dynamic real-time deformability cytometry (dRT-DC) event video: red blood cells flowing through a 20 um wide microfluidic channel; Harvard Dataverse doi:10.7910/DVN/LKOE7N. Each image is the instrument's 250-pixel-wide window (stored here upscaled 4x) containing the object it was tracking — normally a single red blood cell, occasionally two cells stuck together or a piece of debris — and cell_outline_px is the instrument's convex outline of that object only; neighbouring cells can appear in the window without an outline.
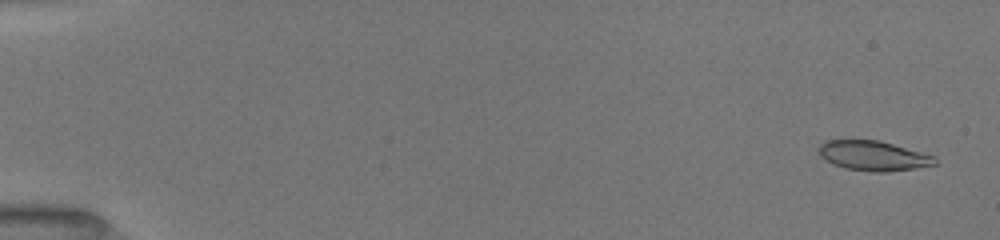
{"species": "common noctule bat (a hibernating species)", "species_latin": "Nyctalus noctula", "temperature_condition": "room temperature", "stored_images_in_passage": 52, "camera_frame_rate_fps": 3000, "um_per_image_px": 0.085, "animal": {"sex": "female", "body_mass_g": 19.5, "forearm_length_mm": 54.1}, "frame": {"image": 1, "passage_image": 3, "time_ms": 0.667, "image_size_px": [1000, 240], "cell_outline_px": [[936, 164], [888, 172], [872, 172], [844, 168], [832, 164], [820, 156], [820, 144], [828, 140], [880, 140], [936, 156]], "centroid_in_image_um": [74.24, 13.24], "position_along_channel_um": 10.8, "area_um2": 20.11}}
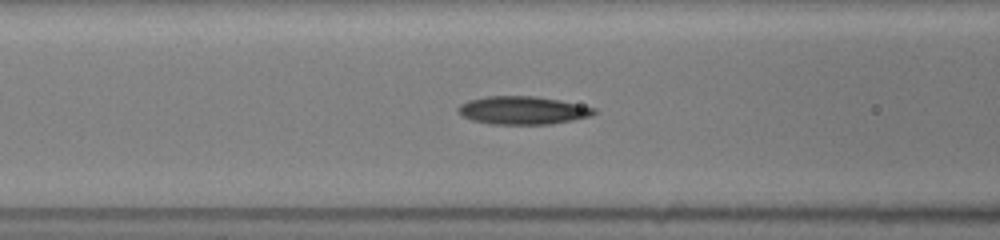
{"frame": {"image": 2, "passage_image": 23, "time_ms": 7.333, "image_size_px": [1000, 240], "cell_outline_px": [[596, 112], [592, 116], [572, 120], [548, 124], [492, 124], [472, 120], [464, 116], [456, 108], [460, 104], [468, 100], [488, 96], [536, 96], [560, 100], [596, 108]], "centroid_in_image_um": [44.44, 9.37], "position_along_channel_um": 122.2, "area_um2": 22.14}}
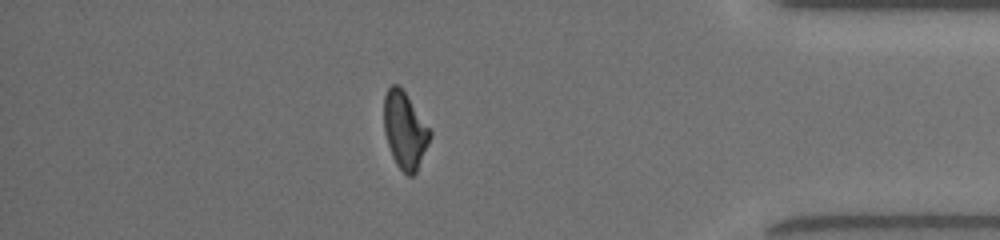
{"frame": {"image": 3, "passage_image": 46, "time_ms": 15.0, "image_size_px": [1000, 240], "cell_outline_px": [[432, 136], [416, 172], [412, 176], [408, 176], [396, 164], [392, 156], [384, 132], [384, 96], [388, 88], [392, 84], [396, 84], [404, 92], [432, 132]], "centroid_in_image_um": [34.4, 11.1], "position_along_channel_um": 400.8, "area_um2": 20.29}, "authors_computed_cell_mechanics": {"area_um2": 21.1548, "velocity_mm_per_s": 4.0203, "shape_relaxation_time_tau1_ms": 5.4911, "shape_relaxation_time_tau2_ms": 2.8047, "deformation_change_tau1": 0.1683, "deformation_change_tau2": 0.1007}}